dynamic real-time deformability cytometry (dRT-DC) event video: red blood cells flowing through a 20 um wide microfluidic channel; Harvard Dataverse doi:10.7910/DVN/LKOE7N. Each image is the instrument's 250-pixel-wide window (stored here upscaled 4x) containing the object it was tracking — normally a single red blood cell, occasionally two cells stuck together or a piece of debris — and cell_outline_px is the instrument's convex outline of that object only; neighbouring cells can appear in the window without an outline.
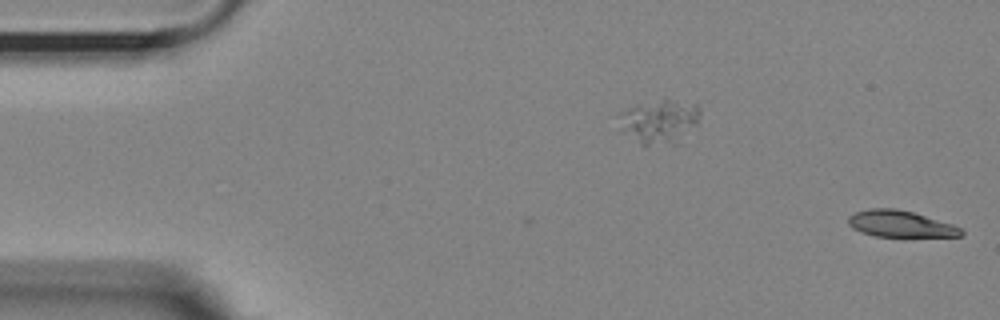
{"species": "Egyptian fruit bat (a non-hibernating species)", "species_latin": "Rousettus aegyptiacus", "temperature_condition": "room temperature", "stored_images_in_passage": 2, "segment_of_instrument_passage": [2, 2], "camera_frame_rate_fps": 3000, "um_per_image_px": 0.085, "animal": {"sex": "female"}, "frame": {"image": 1, "passage_image": 2, "time_ms": 0.333, "image_size_px": [1000, 320], "cell_outline_px": [[964, 232], [960, 236], [876, 236], [860, 232], [852, 228], [848, 224], [848, 216], [856, 212], [868, 208], [896, 208], [912, 212], [952, 224], [960, 228]], "centroid_in_image_um": [76.48, 19.02], "position_along_channel_um": 8.5, "area_um2": 17.22}}